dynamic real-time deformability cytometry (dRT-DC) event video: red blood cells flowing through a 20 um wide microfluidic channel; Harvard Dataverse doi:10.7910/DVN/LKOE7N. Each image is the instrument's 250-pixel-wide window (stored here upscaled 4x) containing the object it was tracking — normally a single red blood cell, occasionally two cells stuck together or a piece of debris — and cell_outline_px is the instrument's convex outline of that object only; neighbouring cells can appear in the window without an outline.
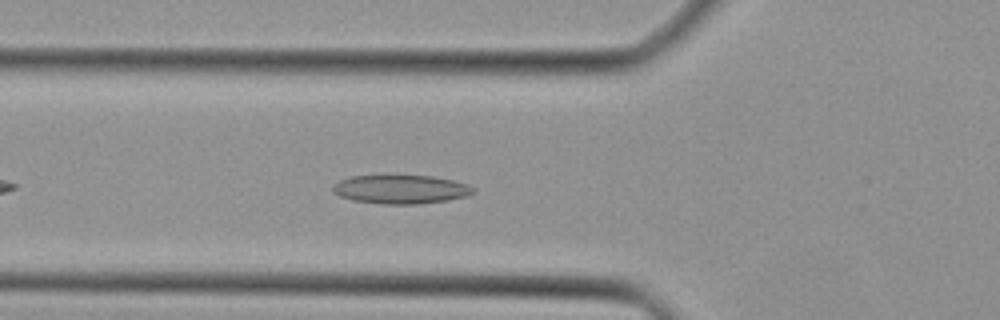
{"species": "Egyptian fruit bat (a non-hibernating species)", "species_latin": "Rousettus aegyptiacus", "temperature_condition": "cold", "stored_images_in_passage": 33, "camera_frame_rate_fps": 3000, "um_per_image_px": 0.085, "animal": {"sex": "female"}, "frame": {"image": 1, "passage_image": 6, "time_ms": 1.667, "image_size_px": [1000, 320], "cell_outline_px": [[476, 192], [468, 196], [448, 200], [416, 204], [380, 204], [352, 200], [340, 196], [332, 192], [332, 184], [340, 180], [352, 176], [432, 176], [452, 180], [468, 184], [476, 188]], "centroid_in_image_um": [34.08, 16.1], "position_along_channel_um": 91.7, "area_um2": 23.64}}
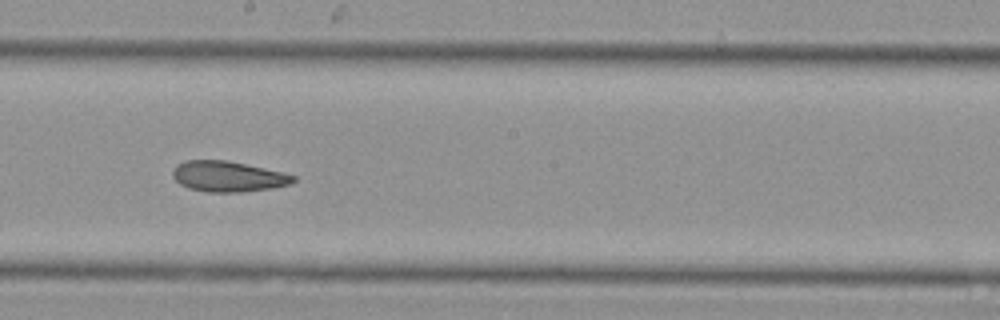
{"frame": {"image": 2, "passage_image": 15, "time_ms": 4.667, "image_size_px": [1000, 320], "cell_outline_px": [[296, 180], [292, 184], [268, 188], [240, 192], [208, 192], [188, 188], [180, 184], [172, 176], [172, 172], [176, 164], [184, 160], [228, 160], [264, 168], [296, 176]], "centroid_in_image_um": [19.34, 14.99], "position_along_channel_um": 228.9, "area_um2": 21.44}}
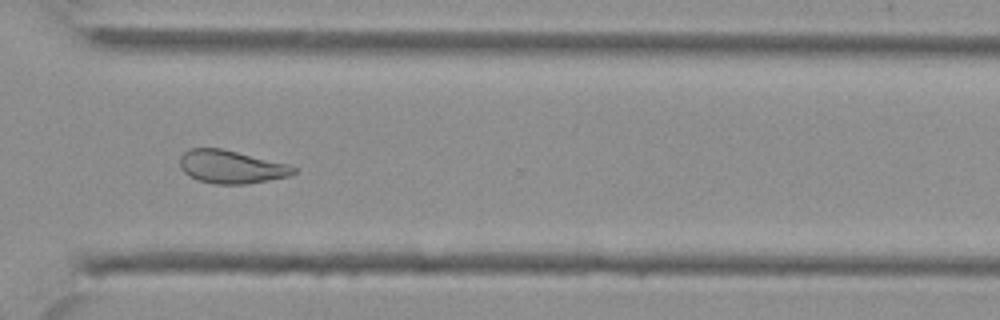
{"frame": {"image": 3, "passage_image": 23, "time_ms": 7.333, "image_size_px": [1000, 320], "cell_outline_px": [[296, 172], [288, 176], [268, 180], [244, 184], [216, 184], [200, 180], [188, 176], [180, 168], [180, 156], [188, 148], [220, 148], [288, 164], [296, 168]], "centroid_in_image_um": [19.62, 14.18], "position_along_channel_um": 351.0, "area_um2": 21.73}}